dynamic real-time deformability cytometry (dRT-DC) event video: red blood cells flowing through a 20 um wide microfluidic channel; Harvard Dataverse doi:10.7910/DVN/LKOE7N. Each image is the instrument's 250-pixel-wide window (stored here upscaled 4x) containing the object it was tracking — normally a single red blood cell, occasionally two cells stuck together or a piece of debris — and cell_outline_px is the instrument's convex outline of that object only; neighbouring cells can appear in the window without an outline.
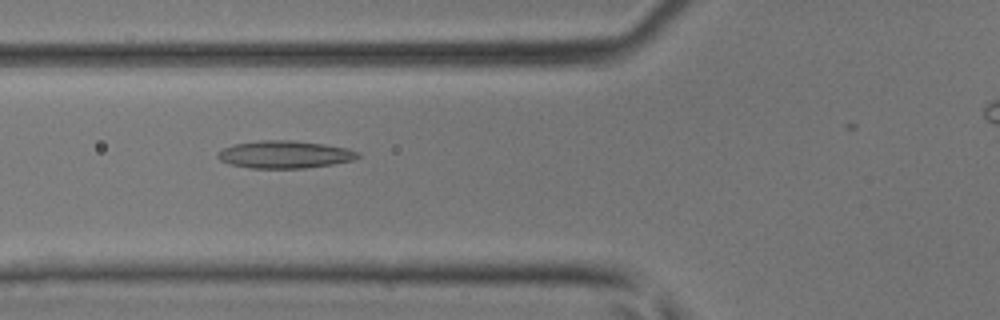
{"species": "common noctule bat (a hibernating species)", "species_latin": "Nyctalus noctula", "temperature_condition": "room temperature", "stored_images_in_passage": 38, "camera_frame_rate_fps": 3000, "um_per_image_px": 0.085, "animal": {"sex": "male", "body_mass_g": 17.9, "forearm_length_mm": 54.2}, "frame": {"image": 1, "passage_image": 15, "time_ms": 4.667, "image_size_px": [1000, 320], "cell_outline_px": [[360, 156], [352, 160], [332, 164], [304, 168], [248, 168], [228, 164], [220, 160], [216, 156], [216, 152], [224, 148], [236, 144], [260, 140], [292, 140], [324, 144], [348, 148], [360, 152]], "centroid_in_image_um": [24.18, 13.13], "position_along_channel_um": 101.6, "area_um2": 22.54}}
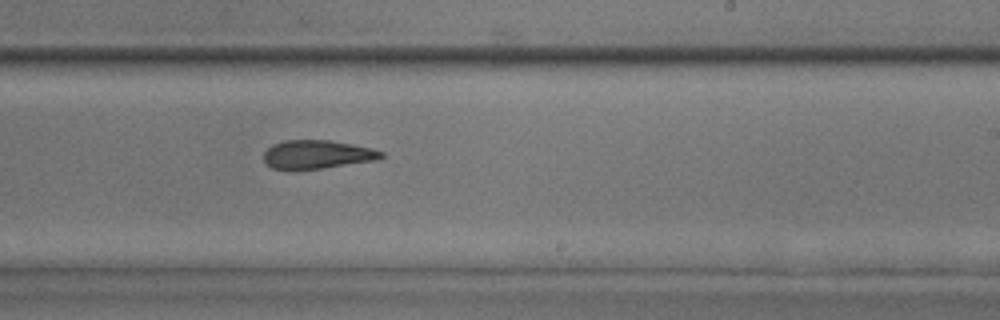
{"frame": {"image": 2, "passage_image": 26, "time_ms": 8.333, "image_size_px": [1000, 320], "cell_outline_px": [[384, 156], [380, 160], [296, 172], [272, 168], [264, 160], [264, 152], [272, 144], [284, 140], [328, 140], [352, 144], [372, 148], [384, 152]], "centroid_in_image_um": [26.96, 13.16], "position_along_channel_um": 262.0, "area_um2": 20.17}}
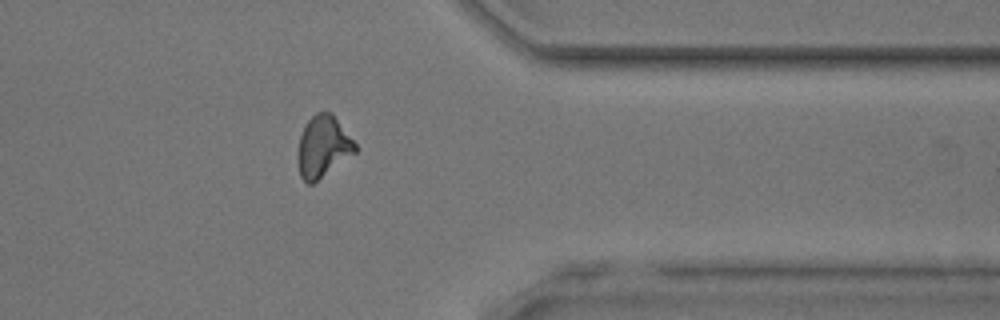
{"frame": {"image": 3, "passage_image": 35, "time_ms": 11.333, "image_size_px": [1000, 320], "cell_outline_px": [[356, 152], [312, 184], [308, 184], [300, 176], [300, 136], [308, 120], [316, 112], [332, 112], [356, 144]], "centroid_in_image_um": [27.49, 12.44], "position_along_channel_um": 383.9, "area_um2": 19.88}}